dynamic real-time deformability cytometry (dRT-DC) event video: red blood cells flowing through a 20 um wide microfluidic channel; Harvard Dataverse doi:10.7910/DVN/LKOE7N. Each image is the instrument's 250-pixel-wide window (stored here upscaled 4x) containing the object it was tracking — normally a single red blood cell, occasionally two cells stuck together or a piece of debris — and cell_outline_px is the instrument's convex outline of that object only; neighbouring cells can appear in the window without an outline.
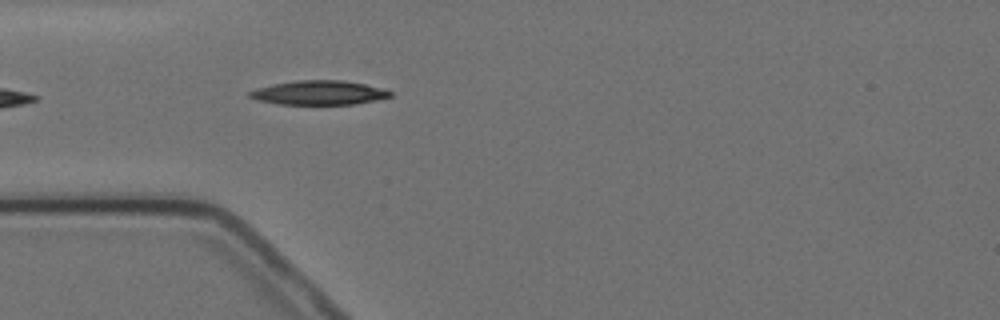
{"species": "Egyptian fruit bat (a non-hibernating species)", "species_latin": "Rousettus aegyptiacus", "temperature_condition": "cold", "stored_images_in_passage": 3, "camera_frame_rate_fps": 3000, "um_per_image_px": 0.085, "animal": {"sex": "female"}, "frame": {"image": 1, "passage_image": 3, "time_ms": 2.333, "image_size_px": [1000, 320], "cell_outline_px": [[392, 96], [376, 100], [356, 104], [276, 104], [256, 100], [248, 96], [248, 92], [256, 88], [272, 84], [296, 80], [344, 80], [364, 84], [380, 88], [392, 92]], "centroid_in_image_um": [27.07, 7.88], "position_along_channel_um": 57.9, "area_um2": 19.88}}